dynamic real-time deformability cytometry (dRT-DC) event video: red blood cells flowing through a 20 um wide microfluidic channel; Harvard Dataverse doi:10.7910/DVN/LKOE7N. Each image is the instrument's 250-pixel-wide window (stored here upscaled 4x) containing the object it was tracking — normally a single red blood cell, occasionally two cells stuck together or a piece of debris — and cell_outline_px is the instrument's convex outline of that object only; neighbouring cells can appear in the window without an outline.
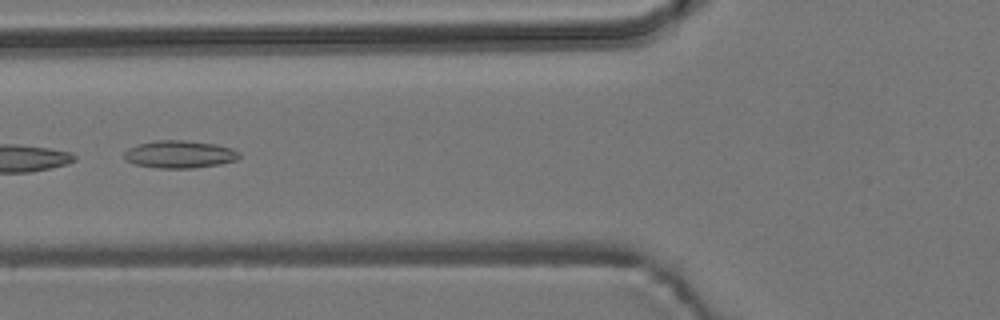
{"species": "common noctule bat (a hibernating species)", "species_latin": "Nyctalus noctula", "temperature_condition": "room temperature", "stored_images_in_passage": 6, "camera_frame_rate_fps": 3000, "um_per_image_px": 0.085, "animal": {"sex": "male", "body_mass_g": 19.2, "forearm_length_mm": 51.8}, "frame": {"image": 1, "passage_image": 6, "time_ms": 5.667, "image_size_px": [1000, 320], "cell_outline_px": [[240, 156], [236, 160], [220, 164], [192, 168], [156, 168], [132, 164], [124, 160], [124, 152], [128, 148], [140, 144], [156, 140], [184, 140], [216, 144], [232, 148], [240, 152]], "centroid_in_image_um": [15.25, 13.12], "position_along_channel_um": 110.6, "area_um2": 18.61}}